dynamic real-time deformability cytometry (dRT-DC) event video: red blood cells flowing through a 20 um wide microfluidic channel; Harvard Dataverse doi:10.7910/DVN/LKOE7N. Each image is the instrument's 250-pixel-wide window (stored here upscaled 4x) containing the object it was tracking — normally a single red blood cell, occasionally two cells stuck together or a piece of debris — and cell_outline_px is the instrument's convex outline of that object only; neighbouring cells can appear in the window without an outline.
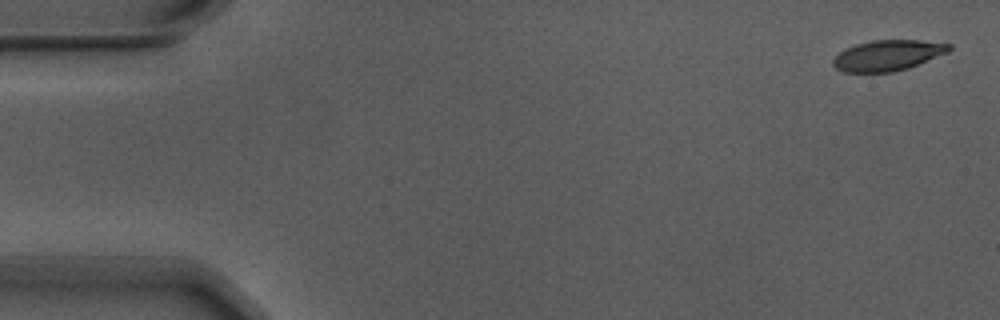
{"species": "Egyptian fruit bat (a non-hibernating species)", "species_latin": "Rousettus aegyptiacus", "temperature_condition": "warm", "stored_images_in_passage": 4, "camera_frame_rate_fps": 3000, "um_per_image_px": 0.085, "animal": {"sex": "male"}, "frame": {"image": 1, "passage_image": 1, "time_ms": 0.0, "image_size_px": [1000, 320], "cell_outline_px": [[952, 48], [948, 52], [908, 68], [892, 72], [844, 72], [836, 68], [832, 64], [832, 60], [840, 52], [856, 44], [872, 40], [920, 40], [952, 44]], "centroid_in_image_um": [75.47, 4.7], "position_along_channel_um": 9.5, "area_um2": 20.58}}
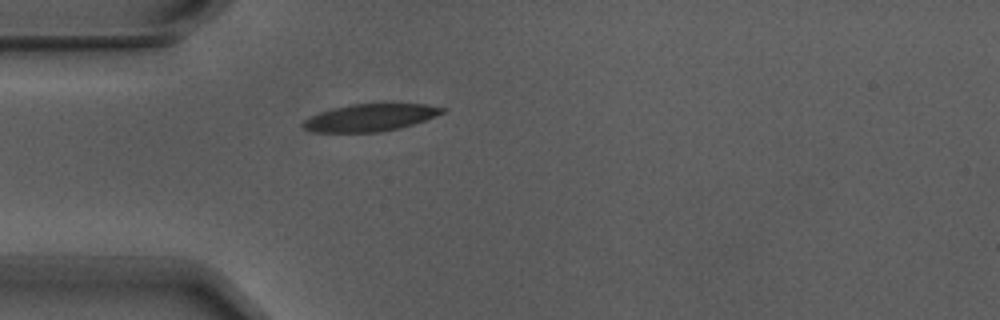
{"frame": {"image": 2, "passage_image": 4, "time_ms": 1.0, "image_size_px": [1000, 320], "cell_outline_px": [[448, 108], [444, 112], [436, 116], [400, 128], [380, 132], [312, 132], [304, 128], [300, 124], [304, 120], [320, 112], [352, 104], [428, 104]], "centroid_in_image_um": [31.49, 10.0], "position_along_channel_um": 53.5, "area_um2": 21.96}}